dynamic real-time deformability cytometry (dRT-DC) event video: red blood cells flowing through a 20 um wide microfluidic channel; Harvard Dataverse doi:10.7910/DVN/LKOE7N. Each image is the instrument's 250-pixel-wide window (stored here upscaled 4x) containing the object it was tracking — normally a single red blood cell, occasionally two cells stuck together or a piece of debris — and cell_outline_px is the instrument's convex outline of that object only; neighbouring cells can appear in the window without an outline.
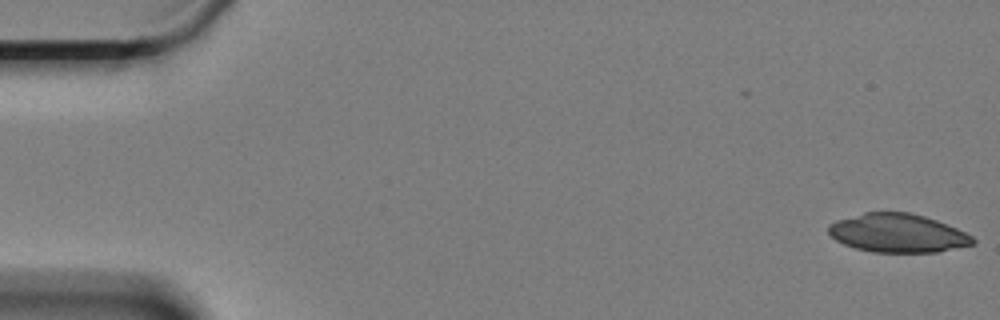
{"species": "Egyptian fruit bat (a non-hibernating species)", "species_latin": "Rousettus aegyptiacus", "temperature_condition": "cold", "stored_images_in_passage": 2, "camera_frame_rate_fps": 3000, "um_per_image_px": 0.085, "animal": {"sex": "female"}, "frame": {"image": 1, "passage_image": 2, "time_ms": 0.333, "image_size_px": [1000, 320], "cell_outline_px": [[976, 244], [936, 252], [872, 252], [856, 248], [844, 244], [836, 240], [828, 232], [828, 224], [836, 220], [864, 212], [908, 212], [924, 216], [936, 220], [956, 228], [972, 236], [976, 240]], "centroid_in_image_um": [76.3, 19.81], "position_along_channel_um": 8.7, "area_um2": 32.43}}